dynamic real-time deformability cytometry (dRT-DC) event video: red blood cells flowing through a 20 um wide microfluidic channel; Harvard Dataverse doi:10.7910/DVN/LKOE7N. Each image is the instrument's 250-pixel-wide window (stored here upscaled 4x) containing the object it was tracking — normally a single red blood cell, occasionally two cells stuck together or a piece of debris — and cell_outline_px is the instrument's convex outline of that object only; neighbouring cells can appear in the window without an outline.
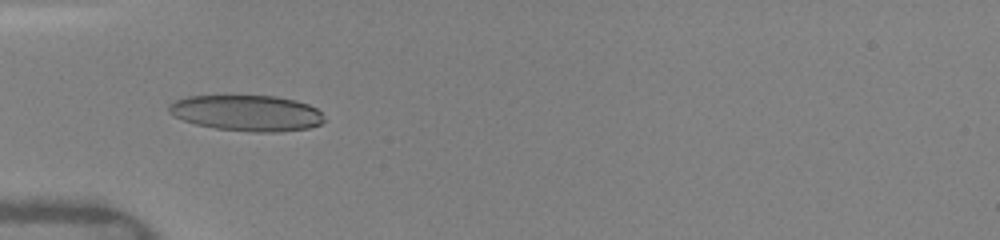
{"species": "human", "species_latin": "Homo sapiens", "temperature_condition": "warm", "stored_images_in_passage": 50, "camera_frame_rate_fps": 3000, "um_per_image_px": 0.085, "donor": {"sex": "female"}, "frame": {"image": 1, "passage_image": 17, "time_ms": 5.333, "image_size_px": [1000, 240], "cell_outline_px": [[324, 120], [320, 124], [308, 128], [280, 132], [256, 132], [216, 128], [196, 124], [172, 116], [168, 112], [168, 104], [176, 100], [188, 96], [276, 96], [296, 100], [308, 104], [316, 108], [320, 112]], "centroid_in_image_um": [20.97, 9.6], "position_along_channel_um": 64.0, "area_um2": 32.43}}
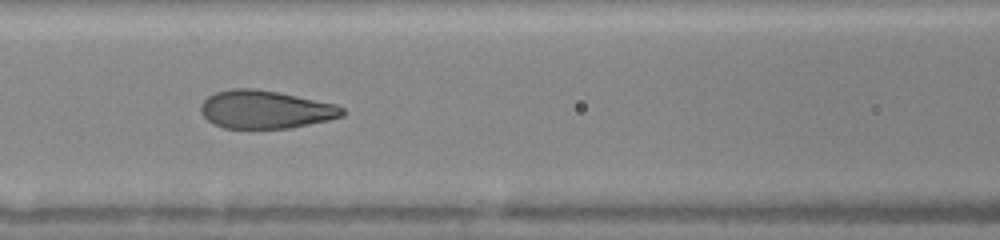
{"frame": {"image": 2, "passage_image": 23, "time_ms": 7.333, "image_size_px": [1000, 240], "cell_outline_px": [[344, 116], [328, 120], [288, 128], [224, 128], [212, 124], [200, 112], [200, 104], [208, 96], [216, 92], [232, 88], [252, 88], [276, 92], [336, 104], [344, 108]], "centroid_in_image_um": [22.53, 9.31], "position_along_channel_um": 144.1, "area_um2": 31.27}}
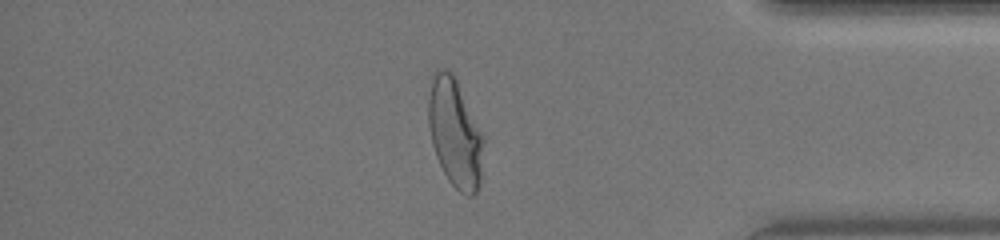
{"frame": {"image": 3, "passage_image": 43, "time_ms": 14.0, "image_size_px": [1000, 240], "cell_outline_px": [[484, 140], [480, 184], [476, 192], [472, 196], [468, 196], [460, 192], [448, 180], [436, 156], [432, 144], [428, 124], [428, 100], [432, 72], [436, 68], [444, 68], [452, 72], [484, 136]], "centroid_in_image_um": [38.66, 11.29], "position_along_channel_um": 396.5, "area_um2": 34.97}, "authors_computed_cell_mechanics": {"area_um2": 32.3391, "velocity_mm_per_s": 4.1079, "shape_relaxation_time_tau1_ms": 4.389, "shape_relaxation_time_tau2_ms": null, "deformation_change_tau1": 0.1901, "deformation_change_tau2": null}}